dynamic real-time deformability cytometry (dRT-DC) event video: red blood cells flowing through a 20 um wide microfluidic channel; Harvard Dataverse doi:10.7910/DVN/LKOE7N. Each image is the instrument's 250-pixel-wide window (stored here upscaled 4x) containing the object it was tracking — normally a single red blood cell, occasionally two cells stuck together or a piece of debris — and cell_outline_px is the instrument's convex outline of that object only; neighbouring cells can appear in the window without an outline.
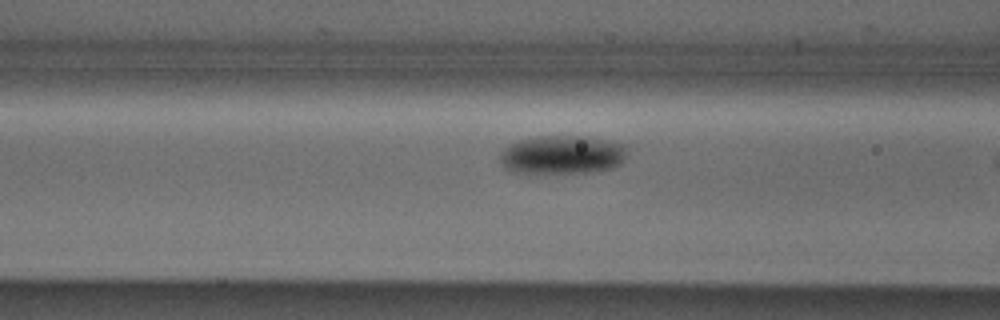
{"species": "Egyptian fruit bat (a non-hibernating species)", "species_latin": "Rousettus aegyptiacus", "temperature_condition": "cold", "stored_images_in_passage": 7, "camera_frame_rate_fps": 3000, "um_per_image_px": 0.085, "animal": {"sex": "male"}, "frame": {"image": 1, "passage_image": 6, "time_ms": 1.667, "image_size_px": [1000, 320], "cell_outline_px": [[628, 148], [620, 164], [612, 168], [588, 172], [516, 172], [504, 168], [500, 164], [500, 152], [508, 144], [520, 140], [536, 136], [588, 136], [628, 144]], "centroid_in_image_um": [47.79, 13.13], "position_along_channel_um": 118.8, "area_um2": 28.73}}